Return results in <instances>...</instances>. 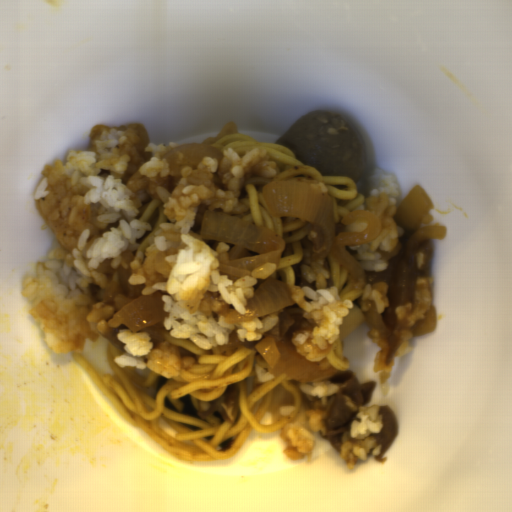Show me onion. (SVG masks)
I'll return each instance as SVG.
<instances>
[{"mask_svg":"<svg viewBox=\"0 0 512 512\" xmlns=\"http://www.w3.org/2000/svg\"><path fill=\"white\" fill-rule=\"evenodd\" d=\"M264 204L273 217L301 219L314 224L324 237L315 251L311 252L310 262L323 259L328 253L337 264L351 276L353 282L366 279L362 266L348 252L346 246L364 245L379 237L382 230L377 215L369 211H352L346 214L341 223L366 222L363 232H342L336 235L333 199L319 189L298 181L274 180L261 188Z\"/></svg>","mask_w":512,"mask_h":512,"instance_id":"onion-1","label":"onion"},{"mask_svg":"<svg viewBox=\"0 0 512 512\" xmlns=\"http://www.w3.org/2000/svg\"><path fill=\"white\" fill-rule=\"evenodd\" d=\"M201 238L234 244L229 259L221 263L220 273L230 281L249 276L264 263L279 266L286 240L276 233L234 215L205 211L200 228Z\"/></svg>","mask_w":512,"mask_h":512,"instance_id":"onion-2","label":"onion"},{"mask_svg":"<svg viewBox=\"0 0 512 512\" xmlns=\"http://www.w3.org/2000/svg\"><path fill=\"white\" fill-rule=\"evenodd\" d=\"M269 365L272 375L284 374L300 383H314L329 380L337 370L321 369L320 363L312 362L297 353L295 345L275 337L263 338L254 346Z\"/></svg>","mask_w":512,"mask_h":512,"instance_id":"onion-3","label":"onion"},{"mask_svg":"<svg viewBox=\"0 0 512 512\" xmlns=\"http://www.w3.org/2000/svg\"><path fill=\"white\" fill-rule=\"evenodd\" d=\"M432 206L429 196L418 184L410 189L397 207L393 216L395 223L404 231L414 232L406 243V248L409 250L414 249L426 240L443 241L446 238V226L428 225L421 227Z\"/></svg>","mask_w":512,"mask_h":512,"instance_id":"onion-4","label":"onion"},{"mask_svg":"<svg viewBox=\"0 0 512 512\" xmlns=\"http://www.w3.org/2000/svg\"><path fill=\"white\" fill-rule=\"evenodd\" d=\"M292 294L286 283L268 277L247 300L245 314H240L233 308L228 311L224 324L249 322L256 317L291 306L295 302Z\"/></svg>","mask_w":512,"mask_h":512,"instance_id":"onion-5","label":"onion"},{"mask_svg":"<svg viewBox=\"0 0 512 512\" xmlns=\"http://www.w3.org/2000/svg\"><path fill=\"white\" fill-rule=\"evenodd\" d=\"M163 295L160 291L149 296L139 297L115 313L133 334L157 324L168 316L164 309Z\"/></svg>","mask_w":512,"mask_h":512,"instance_id":"onion-6","label":"onion"},{"mask_svg":"<svg viewBox=\"0 0 512 512\" xmlns=\"http://www.w3.org/2000/svg\"><path fill=\"white\" fill-rule=\"evenodd\" d=\"M206 157H212L218 162L223 159V154L217 148L200 143H189L180 145L161 158H165L170 170L179 173L185 167H191L194 170Z\"/></svg>","mask_w":512,"mask_h":512,"instance_id":"onion-7","label":"onion"},{"mask_svg":"<svg viewBox=\"0 0 512 512\" xmlns=\"http://www.w3.org/2000/svg\"><path fill=\"white\" fill-rule=\"evenodd\" d=\"M423 315L424 318L416 321L414 326L411 328L413 331L412 337L431 334L437 328L436 313L432 304Z\"/></svg>","mask_w":512,"mask_h":512,"instance_id":"onion-8","label":"onion"}]
</instances>
